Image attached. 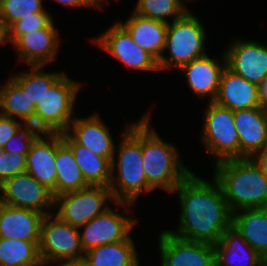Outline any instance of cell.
I'll return each instance as SVG.
<instances>
[{"instance_id": "obj_1", "label": "cell", "mask_w": 267, "mask_h": 266, "mask_svg": "<svg viewBox=\"0 0 267 266\" xmlns=\"http://www.w3.org/2000/svg\"><path fill=\"white\" fill-rule=\"evenodd\" d=\"M180 204L179 225L171 234L188 241L217 244L232 226V212L217 181L191 172L173 191Z\"/></svg>"}, {"instance_id": "obj_12", "label": "cell", "mask_w": 267, "mask_h": 266, "mask_svg": "<svg viewBox=\"0 0 267 266\" xmlns=\"http://www.w3.org/2000/svg\"><path fill=\"white\" fill-rule=\"evenodd\" d=\"M137 220L120 214L110 207L85 225L79 227L81 244L84 252L101 245L126 240L136 225Z\"/></svg>"}, {"instance_id": "obj_21", "label": "cell", "mask_w": 267, "mask_h": 266, "mask_svg": "<svg viewBox=\"0 0 267 266\" xmlns=\"http://www.w3.org/2000/svg\"><path fill=\"white\" fill-rule=\"evenodd\" d=\"M43 213L0 203V238L39 241Z\"/></svg>"}, {"instance_id": "obj_17", "label": "cell", "mask_w": 267, "mask_h": 266, "mask_svg": "<svg viewBox=\"0 0 267 266\" xmlns=\"http://www.w3.org/2000/svg\"><path fill=\"white\" fill-rule=\"evenodd\" d=\"M233 116L239 135V158H252L267 145V108L236 110Z\"/></svg>"}, {"instance_id": "obj_10", "label": "cell", "mask_w": 267, "mask_h": 266, "mask_svg": "<svg viewBox=\"0 0 267 266\" xmlns=\"http://www.w3.org/2000/svg\"><path fill=\"white\" fill-rule=\"evenodd\" d=\"M0 192V203L8 206L34 210L44 215L54 211L51 191L26 171L6 180L0 185Z\"/></svg>"}, {"instance_id": "obj_4", "label": "cell", "mask_w": 267, "mask_h": 266, "mask_svg": "<svg viewBox=\"0 0 267 266\" xmlns=\"http://www.w3.org/2000/svg\"><path fill=\"white\" fill-rule=\"evenodd\" d=\"M150 113L142 116V157L146 180L154 190L162 188L173 193L192 171L179 158L177 148L162 140L154 128L150 129Z\"/></svg>"}, {"instance_id": "obj_40", "label": "cell", "mask_w": 267, "mask_h": 266, "mask_svg": "<svg viewBox=\"0 0 267 266\" xmlns=\"http://www.w3.org/2000/svg\"><path fill=\"white\" fill-rule=\"evenodd\" d=\"M56 263V266H89L85 258L61 260Z\"/></svg>"}, {"instance_id": "obj_22", "label": "cell", "mask_w": 267, "mask_h": 266, "mask_svg": "<svg viewBox=\"0 0 267 266\" xmlns=\"http://www.w3.org/2000/svg\"><path fill=\"white\" fill-rule=\"evenodd\" d=\"M215 266H266L267 261L232 226L214 244Z\"/></svg>"}, {"instance_id": "obj_33", "label": "cell", "mask_w": 267, "mask_h": 266, "mask_svg": "<svg viewBox=\"0 0 267 266\" xmlns=\"http://www.w3.org/2000/svg\"><path fill=\"white\" fill-rule=\"evenodd\" d=\"M52 21V15L47 10L19 19L8 28L9 42L12 45L21 35L43 29Z\"/></svg>"}, {"instance_id": "obj_14", "label": "cell", "mask_w": 267, "mask_h": 266, "mask_svg": "<svg viewBox=\"0 0 267 266\" xmlns=\"http://www.w3.org/2000/svg\"><path fill=\"white\" fill-rule=\"evenodd\" d=\"M230 44L224 52L226 67L259 85L267 77V45L238 38Z\"/></svg>"}, {"instance_id": "obj_3", "label": "cell", "mask_w": 267, "mask_h": 266, "mask_svg": "<svg viewBox=\"0 0 267 266\" xmlns=\"http://www.w3.org/2000/svg\"><path fill=\"white\" fill-rule=\"evenodd\" d=\"M214 165L213 178L232 213L267 208V177L252 158L229 159Z\"/></svg>"}, {"instance_id": "obj_7", "label": "cell", "mask_w": 267, "mask_h": 266, "mask_svg": "<svg viewBox=\"0 0 267 266\" xmlns=\"http://www.w3.org/2000/svg\"><path fill=\"white\" fill-rule=\"evenodd\" d=\"M106 200L121 206L124 213L130 212L129 206L134 205L127 202H116L109 187L88 186L54 197V211L56 212L53 213L62 221L79 228L110 208Z\"/></svg>"}, {"instance_id": "obj_35", "label": "cell", "mask_w": 267, "mask_h": 266, "mask_svg": "<svg viewBox=\"0 0 267 266\" xmlns=\"http://www.w3.org/2000/svg\"><path fill=\"white\" fill-rule=\"evenodd\" d=\"M41 134L32 125H25L19 132L12 136L3 147L5 153L28 154L31 145Z\"/></svg>"}, {"instance_id": "obj_11", "label": "cell", "mask_w": 267, "mask_h": 266, "mask_svg": "<svg viewBox=\"0 0 267 266\" xmlns=\"http://www.w3.org/2000/svg\"><path fill=\"white\" fill-rule=\"evenodd\" d=\"M92 42L122 62L126 68L143 72L160 71L158 61L143 50L118 21Z\"/></svg>"}, {"instance_id": "obj_43", "label": "cell", "mask_w": 267, "mask_h": 266, "mask_svg": "<svg viewBox=\"0 0 267 266\" xmlns=\"http://www.w3.org/2000/svg\"><path fill=\"white\" fill-rule=\"evenodd\" d=\"M5 0H0V6L4 3Z\"/></svg>"}, {"instance_id": "obj_42", "label": "cell", "mask_w": 267, "mask_h": 266, "mask_svg": "<svg viewBox=\"0 0 267 266\" xmlns=\"http://www.w3.org/2000/svg\"><path fill=\"white\" fill-rule=\"evenodd\" d=\"M181 1L183 3L184 7L188 10V8H187L188 5L186 4L188 0H181ZM189 1H194V0H189Z\"/></svg>"}, {"instance_id": "obj_29", "label": "cell", "mask_w": 267, "mask_h": 266, "mask_svg": "<svg viewBox=\"0 0 267 266\" xmlns=\"http://www.w3.org/2000/svg\"><path fill=\"white\" fill-rule=\"evenodd\" d=\"M0 266H45L39 241L0 238Z\"/></svg>"}, {"instance_id": "obj_16", "label": "cell", "mask_w": 267, "mask_h": 266, "mask_svg": "<svg viewBox=\"0 0 267 266\" xmlns=\"http://www.w3.org/2000/svg\"><path fill=\"white\" fill-rule=\"evenodd\" d=\"M60 38L52 21L47 27L21 35L13 46L19 54V61L28 66H45L55 60Z\"/></svg>"}, {"instance_id": "obj_25", "label": "cell", "mask_w": 267, "mask_h": 266, "mask_svg": "<svg viewBox=\"0 0 267 266\" xmlns=\"http://www.w3.org/2000/svg\"><path fill=\"white\" fill-rule=\"evenodd\" d=\"M62 140L71 148L76 163L90 186H110L111 162L107 158L76 143L66 132L62 133Z\"/></svg>"}, {"instance_id": "obj_28", "label": "cell", "mask_w": 267, "mask_h": 266, "mask_svg": "<svg viewBox=\"0 0 267 266\" xmlns=\"http://www.w3.org/2000/svg\"><path fill=\"white\" fill-rule=\"evenodd\" d=\"M0 114L35 128V105L11 77L0 86Z\"/></svg>"}, {"instance_id": "obj_32", "label": "cell", "mask_w": 267, "mask_h": 266, "mask_svg": "<svg viewBox=\"0 0 267 266\" xmlns=\"http://www.w3.org/2000/svg\"><path fill=\"white\" fill-rule=\"evenodd\" d=\"M43 0H5L0 6V20L9 28L14 22L43 12Z\"/></svg>"}, {"instance_id": "obj_41", "label": "cell", "mask_w": 267, "mask_h": 266, "mask_svg": "<svg viewBox=\"0 0 267 266\" xmlns=\"http://www.w3.org/2000/svg\"><path fill=\"white\" fill-rule=\"evenodd\" d=\"M9 43L8 39V28L7 26L0 20V46L3 44Z\"/></svg>"}, {"instance_id": "obj_27", "label": "cell", "mask_w": 267, "mask_h": 266, "mask_svg": "<svg viewBox=\"0 0 267 266\" xmlns=\"http://www.w3.org/2000/svg\"><path fill=\"white\" fill-rule=\"evenodd\" d=\"M84 258L89 266H140L131 235L124 241L92 248L85 252Z\"/></svg>"}, {"instance_id": "obj_24", "label": "cell", "mask_w": 267, "mask_h": 266, "mask_svg": "<svg viewBox=\"0 0 267 266\" xmlns=\"http://www.w3.org/2000/svg\"><path fill=\"white\" fill-rule=\"evenodd\" d=\"M232 227L267 261V208L241 209L232 213Z\"/></svg>"}, {"instance_id": "obj_19", "label": "cell", "mask_w": 267, "mask_h": 266, "mask_svg": "<svg viewBox=\"0 0 267 266\" xmlns=\"http://www.w3.org/2000/svg\"><path fill=\"white\" fill-rule=\"evenodd\" d=\"M43 136V137H42ZM56 133H41L27 154L26 172L49 189L55 197Z\"/></svg>"}, {"instance_id": "obj_2", "label": "cell", "mask_w": 267, "mask_h": 266, "mask_svg": "<svg viewBox=\"0 0 267 266\" xmlns=\"http://www.w3.org/2000/svg\"><path fill=\"white\" fill-rule=\"evenodd\" d=\"M123 132L121 144L119 147H115L111 162L109 189L116 202H127L135 205L141 193L145 194L154 190L147 183L143 168L142 117L138 122L128 123ZM116 157L117 160H115Z\"/></svg>"}, {"instance_id": "obj_38", "label": "cell", "mask_w": 267, "mask_h": 266, "mask_svg": "<svg viewBox=\"0 0 267 266\" xmlns=\"http://www.w3.org/2000/svg\"><path fill=\"white\" fill-rule=\"evenodd\" d=\"M252 159L260 167L261 171L267 177V145L258 153H256Z\"/></svg>"}, {"instance_id": "obj_31", "label": "cell", "mask_w": 267, "mask_h": 266, "mask_svg": "<svg viewBox=\"0 0 267 266\" xmlns=\"http://www.w3.org/2000/svg\"><path fill=\"white\" fill-rule=\"evenodd\" d=\"M188 10L181 0H138L133 10L139 16L154 19L164 23L182 17Z\"/></svg>"}, {"instance_id": "obj_30", "label": "cell", "mask_w": 267, "mask_h": 266, "mask_svg": "<svg viewBox=\"0 0 267 266\" xmlns=\"http://www.w3.org/2000/svg\"><path fill=\"white\" fill-rule=\"evenodd\" d=\"M44 66H30L31 71H20L10 77L27 93L30 101L36 106L47 90L65 73L43 71Z\"/></svg>"}, {"instance_id": "obj_39", "label": "cell", "mask_w": 267, "mask_h": 266, "mask_svg": "<svg viewBox=\"0 0 267 266\" xmlns=\"http://www.w3.org/2000/svg\"><path fill=\"white\" fill-rule=\"evenodd\" d=\"M258 97L261 107L267 108V77L258 85Z\"/></svg>"}, {"instance_id": "obj_18", "label": "cell", "mask_w": 267, "mask_h": 266, "mask_svg": "<svg viewBox=\"0 0 267 266\" xmlns=\"http://www.w3.org/2000/svg\"><path fill=\"white\" fill-rule=\"evenodd\" d=\"M221 55L222 59L219 62L207 54L179 69L186 76L189 88L201 99L208 98L210 102H214L217 97L220 77L226 67L225 55Z\"/></svg>"}, {"instance_id": "obj_6", "label": "cell", "mask_w": 267, "mask_h": 266, "mask_svg": "<svg viewBox=\"0 0 267 266\" xmlns=\"http://www.w3.org/2000/svg\"><path fill=\"white\" fill-rule=\"evenodd\" d=\"M64 73L35 106V128L41 133H65L74 117V104L81 89Z\"/></svg>"}, {"instance_id": "obj_20", "label": "cell", "mask_w": 267, "mask_h": 266, "mask_svg": "<svg viewBox=\"0 0 267 266\" xmlns=\"http://www.w3.org/2000/svg\"><path fill=\"white\" fill-rule=\"evenodd\" d=\"M214 102L231 111L261 107L258 85L247 81L227 67L220 77L219 90Z\"/></svg>"}, {"instance_id": "obj_23", "label": "cell", "mask_w": 267, "mask_h": 266, "mask_svg": "<svg viewBox=\"0 0 267 266\" xmlns=\"http://www.w3.org/2000/svg\"><path fill=\"white\" fill-rule=\"evenodd\" d=\"M132 39L157 61L164 54L168 23L148 19L132 12L125 22L118 21Z\"/></svg>"}, {"instance_id": "obj_8", "label": "cell", "mask_w": 267, "mask_h": 266, "mask_svg": "<svg viewBox=\"0 0 267 266\" xmlns=\"http://www.w3.org/2000/svg\"><path fill=\"white\" fill-rule=\"evenodd\" d=\"M204 115L201 138L208 153L216 161L239 158V135L236 130L233 111L209 102Z\"/></svg>"}, {"instance_id": "obj_5", "label": "cell", "mask_w": 267, "mask_h": 266, "mask_svg": "<svg viewBox=\"0 0 267 266\" xmlns=\"http://www.w3.org/2000/svg\"><path fill=\"white\" fill-rule=\"evenodd\" d=\"M206 31L201 20L189 10L180 18L168 23L165 51L158 61L160 71L173 66L180 69L183 65L207 55L205 48Z\"/></svg>"}, {"instance_id": "obj_34", "label": "cell", "mask_w": 267, "mask_h": 266, "mask_svg": "<svg viewBox=\"0 0 267 266\" xmlns=\"http://www.w3.org/2000/svg\"><path fill=\"white\" fill-rule=\"evenodd\" d=\"M27 155L21 153H5L0 148V185L11 177L26 171Z\"/></svg>"}, {"instance_id": "obj_26", "label": "cell", "mask_w": 267, "mask_h": 266, "mask_svg": "<svg viewBox=\"0 0 267 266\" xmlns=\"http://www.w3.org/2000/svg\"><path fill=\"white\" fill-rule=\"evenodd\" d=\"M56 186L55 197L70 191L90 186L77 165L71 148L62 140V134L56 133Z\"/></svg>"}, {"instance_id": "obj_13", "label": "cell", "mask_w": 267, "mask_h": 266, "mask_svg": "<svg viewBox=\"0 0 267 266\" xmlns=\"http://www.w3.org/2000/svg\"><path fill=\"white\" fill-rule=\"evenodd\" d=\"M159 234L160 266H215L212 244L181 239L168 229Z\"/></svg>"}, {"instance_id": "obj_37", "label": "cell", "mask_w": 267, "mask_h": 266, "mask_svg": "<svg viewBox=\"0 0 267 266\" xmlns=\"http://www.w3.org/2000/svg\"><path fill=\"white\" fill-rule=\"evenodd\" d=\"M66 7H90V8H97L99 10L104 9V3L109 2L108 0H55ZM103 8V9H102Z\"/></svg>"}, {"instance_id": "obj_36", "label": "cell", "mask_w": 267, "mask_h": 266, "mask_svg": "<svg viewBox=\"0 0 267 266\" xmlns=\"http://www.w3.org/2000/svg\"><path fill=\"white\" fill-rule=\"evenodd\" d=\"M24 126L25 124L20 120L0 114V148H3L6 142Z\"/></svg>"}, {"instance_id": "obj_15", "label": "cell", "mask_w": 267, "mask_h": 266, "mask_svg": "<svg viewBox=\"0 0 267 266\" xmlns=\"http://www.w3.org/2000/svg\"><path fill=\"white\" fill-rule=\"evenodd\" d=\"M66 133L76 143L112 162L116 144L109 127L102 121L98 113L91 114L86 118L75 116Z\"/></svg>"}, {"instance_id": "obj_9", "label": "cell", "mask_w": 267, "mask_h": 266, "mask_svg": "<svg viewBox=\"0 0 267 266\" xmlns=\"http://www.w3.org/2000/svg\"><path fill=\"white\" fill-rule=\"evenodd\" d=\"M39 253L45 266L54 261L84 258L79 229L54 213L45 215L40 226Z\"/></svg>"}]
</instances>
